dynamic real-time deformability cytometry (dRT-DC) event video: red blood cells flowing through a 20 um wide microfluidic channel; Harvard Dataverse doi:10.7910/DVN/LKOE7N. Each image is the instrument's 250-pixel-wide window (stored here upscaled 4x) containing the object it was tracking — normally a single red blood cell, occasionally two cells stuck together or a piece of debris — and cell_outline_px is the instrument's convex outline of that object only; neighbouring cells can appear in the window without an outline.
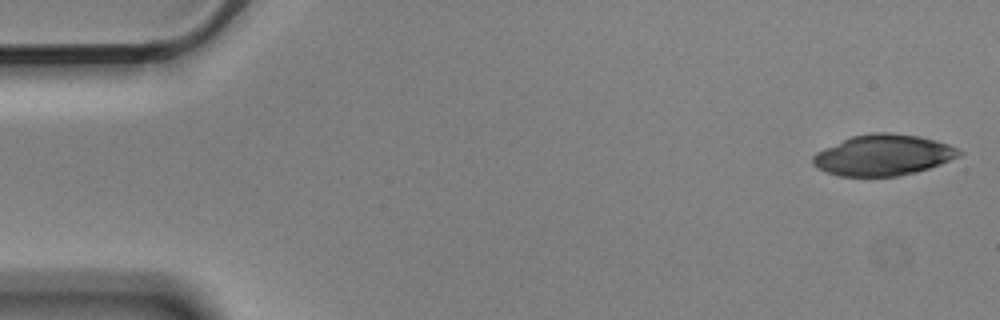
{"species": "Egyptian fruit bat (a non-hibernating species)", "species_latin": "Rousettus aegyptiacus", "temperature_condition": "cold", "stored_images_in_passage": 4, "camera_frame_rate_fps": 3000, "um_per_image_px": 0.085, "animal": {"sex": "male"}, "frame": {"image": 1, "passage_image": 1, "time_ms": 0.0, "image_size_px": [1000, 320], "cell_outline_px": [[964, 152], [960, 156], [940, 164], [916, 172], [896, 176], [840, 176], [816, 168], [812, 164], [812, 156], [816, 152], [824, 148], [852, 136], [872, 132], [888, 132], [920, 136], [936, 140], [960, 148]], "centroid_in_image_um": [75.09, 13.17], "position_along_channel_um": 9.9, "area_um2": 34.97}}